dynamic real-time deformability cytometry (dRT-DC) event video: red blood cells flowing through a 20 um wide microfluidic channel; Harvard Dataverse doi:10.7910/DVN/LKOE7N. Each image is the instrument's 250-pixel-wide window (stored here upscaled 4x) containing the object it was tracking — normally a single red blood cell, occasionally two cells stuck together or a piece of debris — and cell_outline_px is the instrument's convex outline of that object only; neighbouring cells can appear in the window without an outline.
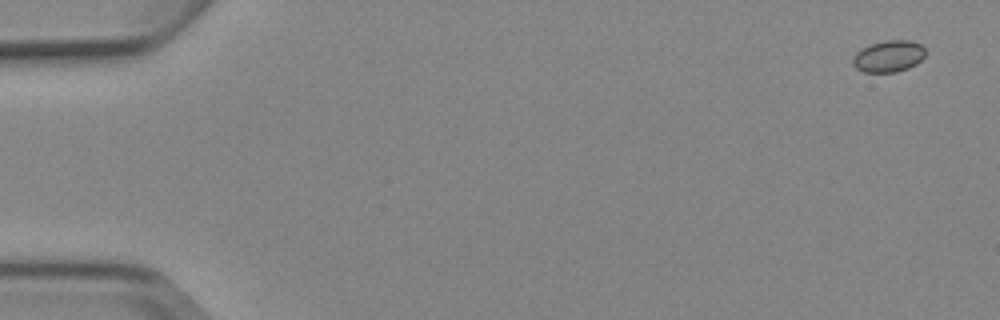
{"species": "Egyptian fruit bat (a non-hibernating species)", "species_latin": "Rousettus aegyptiacus", "temperature_condition": "cold", "stored_images_in_passage": 6, "camera_frame_rate_fps": 3000, "um_per_image_px": 0.085, "animal": {"sex": "female"}, "frame": {"image": 1, "passage_image": 1, "time_ms": 0.0, "image_size_px": [1000, 320], "cell_outline_px": [[924, 56], [916, 64], [908, 68], [896, 72], [864, 72], [856, 68], [852, 64], [852, 60], [856, 52], [872, 44], [888, 40], [912, 40], [920, 44], [924, 48]], "centroid_in_image_um": [75.53, 4.79], "position_along_channel_um": 9.5, "area_um2": 13.24}}